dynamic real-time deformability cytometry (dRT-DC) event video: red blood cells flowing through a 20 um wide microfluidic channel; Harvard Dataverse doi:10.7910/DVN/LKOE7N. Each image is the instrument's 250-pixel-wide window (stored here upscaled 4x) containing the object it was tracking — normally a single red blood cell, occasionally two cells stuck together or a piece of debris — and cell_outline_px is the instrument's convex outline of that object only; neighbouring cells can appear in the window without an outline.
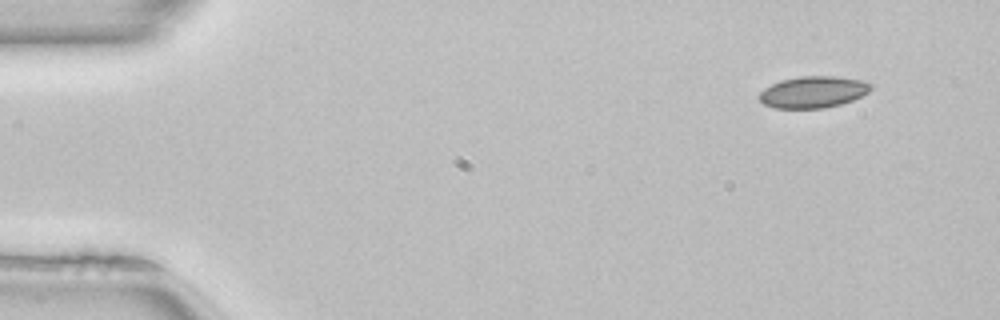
{"species": "common noctule bat (a hibernating species)", "species_latin": "Nyctalus noctula", "temperature_condition": "room temperature", "stored_images_in_passage": 47, "camera_frame_rate_fps": 3000, "um_per_image_px": 0.085, "animal": {"sex": "female", "body_mass_g": 22.7, "forearm_length_mm": 54.2}, "frame": {"image": 1, "passage_image": 1, "time_ms": 0.0, "image_size_px": [1000, 320], "cell_outline_px": [[872, 88], [868, 92], [852, 100], [840, 104], [824, 108], [776, 108], [764, 104], [756, 96], [764, 88], [780, 80], [800, 76], [836, 76], [864, 80], [872, 84]], "centroid_in_image_um": [69.11, 7.81], "position_along_channel_um": 15.9, "area_um2": 20.63}}
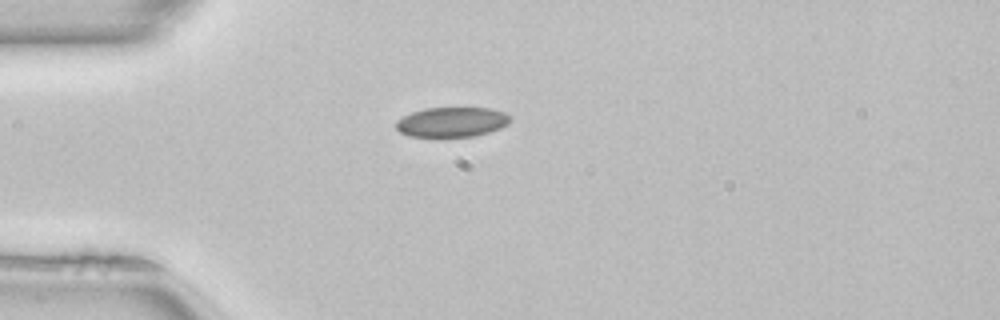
{"frame": {"image": 2, "passage_image": 10, "time_ms": 3.0, "image_size_px": [1000, 320], "cell_outline_px": [[512, 120], [508, 124], [500, 128], [488, 132], [472, 136], [444, 140], [408, 136], [400, 132], [396, 128], [396, 120], [412, 112], [424, 108], [492, 108], [504, 112]], "centroid_in_image_um": [38.36, 10.42], "position_along_channel_um": 46.6, "area_um2": 20.63}}
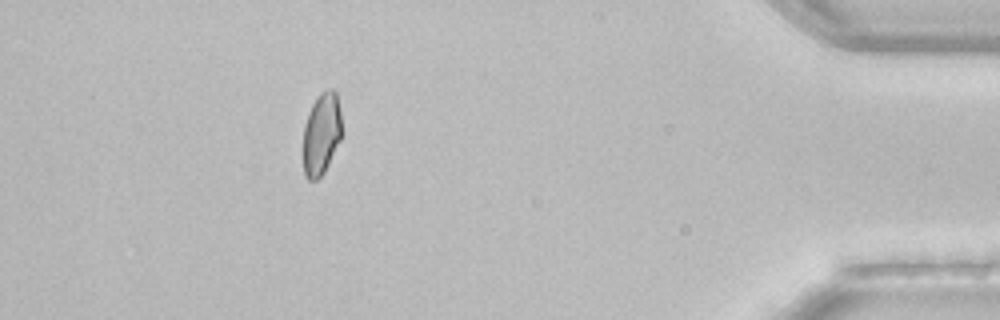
{"frame": {"image": 3, "passage_image": 42, "time_ms": 13.667, "image_size_px": [1000, 320], "cell_outline_px": [[340, 140], [324, 172], [316, 180], [308, 180], [304, 176], [304, 124], [308, 112], [312, 104], [320, 92], [328, 88], [332, 88], [336, 92], [340, 108]], "centroid_in_image_um": [27.31, 11.34], "position_along_channel_um": 407.9, "area_um2": 18.32}, "authors_computed_cell_mechanics": {"area_um2": 20.1144, "velocity_mm_per_s": 4.0631, "shape_relaxation_time_tau1_ms": 4.9311, "shape_relaxation_time_tau2_ms": 1.4255, "deformation_change_tau1": 0.0961, "deformation_change_tau2": 0.0449}}